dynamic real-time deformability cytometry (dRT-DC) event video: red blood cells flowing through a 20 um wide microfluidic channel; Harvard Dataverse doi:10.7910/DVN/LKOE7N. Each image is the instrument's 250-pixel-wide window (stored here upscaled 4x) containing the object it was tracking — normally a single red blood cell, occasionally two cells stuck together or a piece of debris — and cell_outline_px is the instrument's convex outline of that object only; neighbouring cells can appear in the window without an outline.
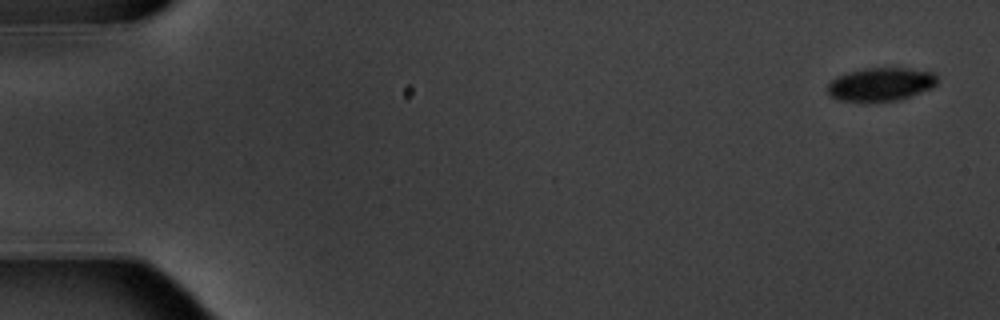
{"species": "common noctule bat (a hibernating species)", "species_latin": "Nyctalus noctula", "temperature_condition": "warm", "stored_images_in_passage": 8, "camera_frame_rate_fps": 3000, "um_per_image_px": 0.085, "animal": {"sex": "male", "body_mass_g": 20.1, "forearm_length_mm": 53.5}, "frame": {"image": 1, "passage_image": 1, "time_ms": 0.0, "image_size_px": [1000, 320], "cell_outline_px": [[936, 84], [932, 88], [900, 100], [868, 104], [860, 104], [840, 100], [832, 96], [828, 92], [828, 84], [836, 76], [868, 68], [908, 68], [932, 72], [936, 76]], "centroid_in_image_um": [74.85, 7.22], "position_along_channel_um": 10.2, "area_um2": 21.73}}
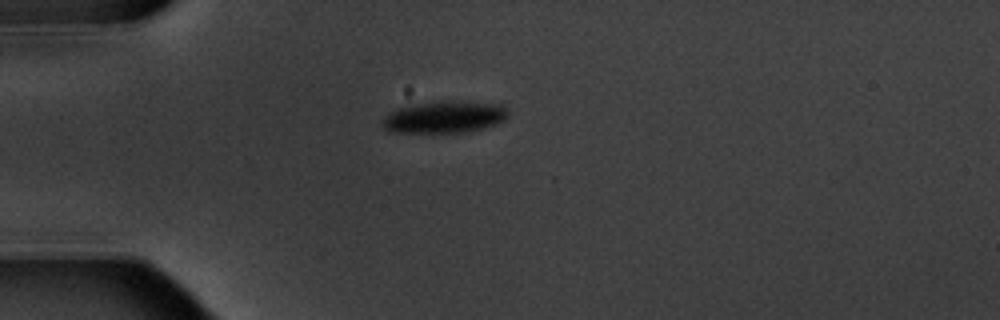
{"frame": {"image": 2, "passage_image": 5, "time_ms": 4.667, "image_size_px": [1000, 320], "cell_outline_px": [[508, 116], [504, 120], [496, 124], [484, 128], [464, 132], [388, 132], [380, 124], [380, 120], [384, 116], [396, 108], [408, 104], [440, 100], [460, 100], [500, 104], [508, 108]], "centroid_in_image_um": [37.74, 9.92], "position_along_channel_um": 47.3, "area_um2": 24.1}}
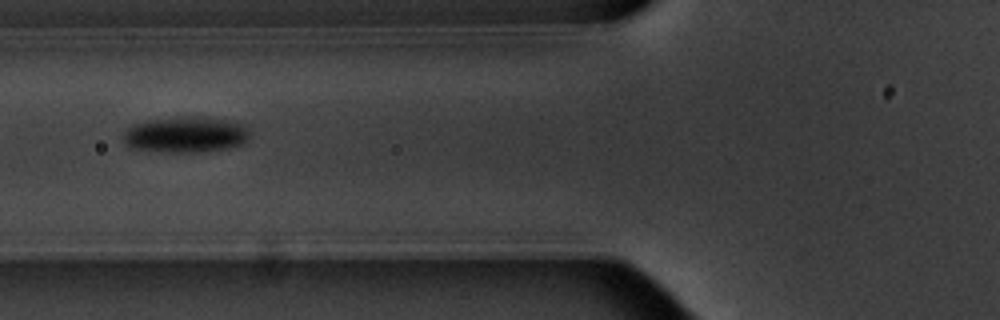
{"frame": {"image": 3, "passage_image": 7, "time_ms": 7.0, "image_size_px": [1000, 320], "cell_outline_px": [[248, 136], [240, 144], [228, 148], [204, 152], [172, 152], [136, 148], [128, 144], [124, 140], [124, 136], [128, 128], [136, 124], [148, 120], [176, 116], [192, 116], [228, 120], [244, 124], [248, 128]], "centroid_in_image_um": [15.82, 11.42], "position_along_channel_um": 110.0, "area_um2": 26.07}}